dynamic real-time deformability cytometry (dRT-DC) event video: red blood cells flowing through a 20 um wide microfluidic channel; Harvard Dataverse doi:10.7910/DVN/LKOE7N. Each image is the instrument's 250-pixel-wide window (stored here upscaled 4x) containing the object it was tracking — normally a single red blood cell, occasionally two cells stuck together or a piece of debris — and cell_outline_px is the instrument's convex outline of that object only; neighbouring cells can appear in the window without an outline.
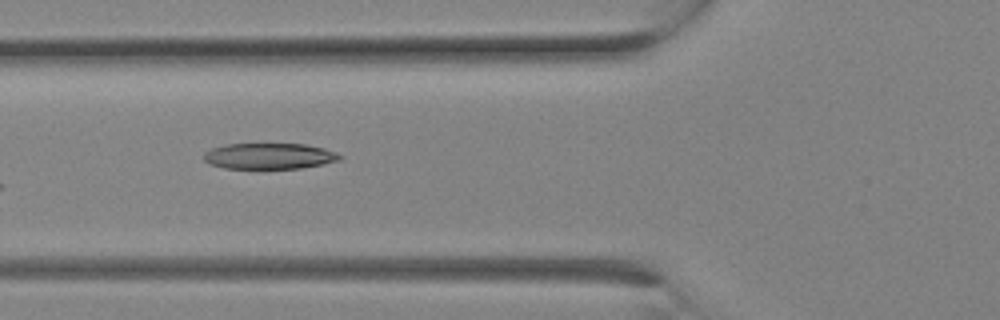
{"species": "Egyptian fruit bat (a non-hibernating species)", "species_latin": "Rousettus aegyptiacus", "temperature_condition": "room temperature", "stored_images_in_passage": 8, "camera_frame_rate_fps": 3000, "um_per_image_px": 0.085, "animal": {"sex": "female"}, "frame": {"image": 1, "passage_image": 2, "time_ms": 0.333, "image_size_px": [1000, 320], "cell_outline_px": [[344, 156], [340, 160], [324, 164], [300, 168], [224, 168], [208, 164], [204, 160], [204, 152], [212, 148], [224, 144], [304, 144], [324, 148], [336, 152]], "centroid_in_image_um": [22.89, 13.26], "position_along_channel_um": 102.9, "area_um2": 20.63}}
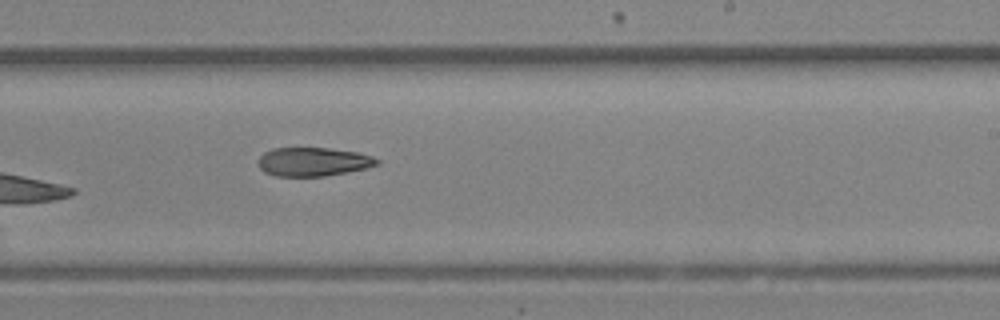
{"frame": {"image": 2, "passage_image": 8, "time_ms": 2.333, "image_size_px": [1000, 320], "cell_outline_px": [[380, 164], [368, 168], [324, 176], [276, 176], [264, 172], [260, 168], [260, 156], [264, 152], [272, 148], [328, 148], [356, 152], [372, 156], [380, 160]], "centroid_in_image_um": [26.65, 13.75], "position_along_channel_um": 262.4, "area_um2": 19.83}}